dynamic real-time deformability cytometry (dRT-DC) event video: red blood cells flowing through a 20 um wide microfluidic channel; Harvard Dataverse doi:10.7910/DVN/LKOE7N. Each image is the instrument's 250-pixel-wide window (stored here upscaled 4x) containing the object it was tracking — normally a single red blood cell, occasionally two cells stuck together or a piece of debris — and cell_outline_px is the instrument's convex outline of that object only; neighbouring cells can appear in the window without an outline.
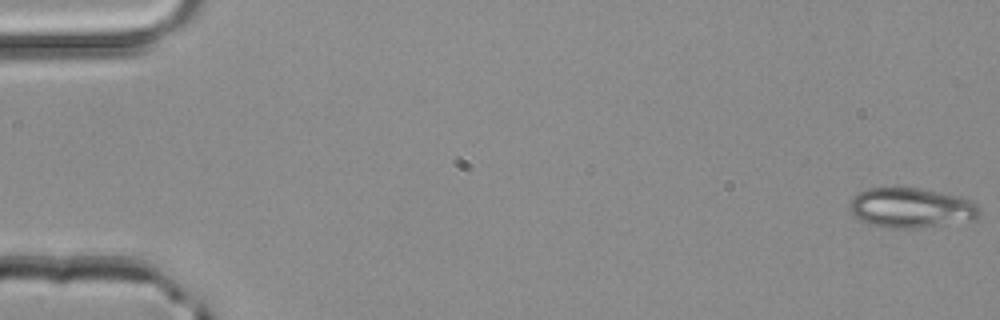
{"species": "common noctule bat (a hibernating species)", "species_latin": "Nyctalus noctula", "temperature_condition": "room temperature", "stored_images_in_passage": 51, "camera_frame_rate_fps": 3000, "um_per_image_px": 0.085, "animal": {"sex": "male", "body_mass_g": 20.4}, "frame": {"image": 1, "passage_image": 1, "time_ms": 0.0, "image_size_px": [1000, 320], "cell_outline_px": [[980, 216], [976, 220], [912, 228], [892, 228], [872, 224], [860, 220], [848, 208], [852, 196], [868, 188], [916, 188], [956, 196], [972, 200], [980, 208]], "centroid_in_image_um": [77.46, 17.67], "position_along_channel_um": 7.5, "area_um2": 29.88}}
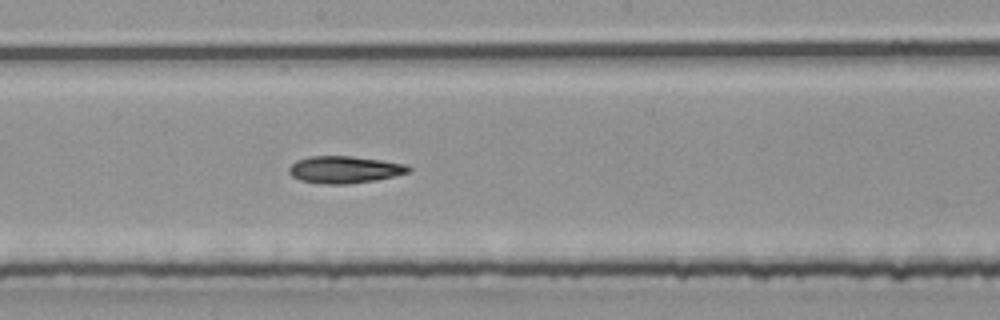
{"frame": {"image": 2, "passage_image": 28, "time_ms": 9.0, "image_size_px": [1000, 320], "cell_outline_px": [[412, 172], [396, 176], [376, 180], [348, 184], [324, 184], [300, 180], [292, 176], [288, 172], [288, 168], [296, 160], [308, 156], [352, 156], [408, 164], [412, 168]], "centroid_in_image_um": [29.32, 14.41], "position_along_channel_um": 218.9, "area_um2": 19.13}}
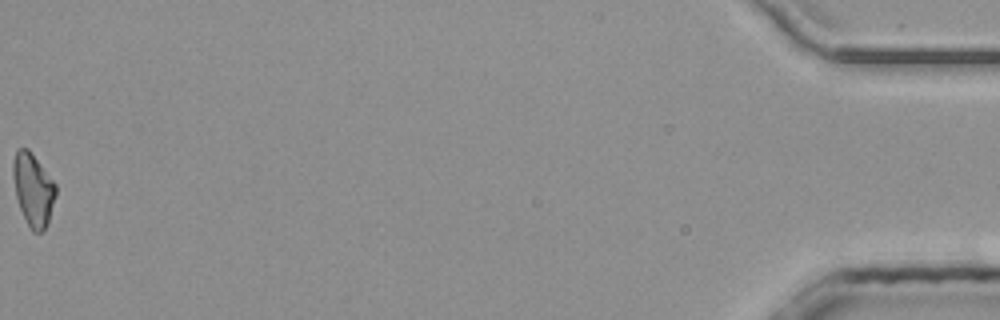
{"frame": {"image": 3, "passage_image": 51, "time_ms": 16.667, "image_size_px": [1000, 320], "cell_outline_px": [[56, 196], [48, 224], [44, 232], [32, 232], [20, 208], [16, 196], [12, 172], [12, 160], [16, 148], [28, 148], [56, 184]], "centroid_in_image_um": [2.82, 16.11], "position_along_channel_um": 432.4, "area_um2": 18.21}, "authors_computed_cell_mechanics": {"area_um2": 18.785, "velocity_mm_per_s": 4.1759, "shape_relaxation_time_tau1_ms": null, "shape_relaxation_time_tau2_ms": 8.6471, "deformation_change_tau1": null, "deformation_change_tau2": 0.1855}}